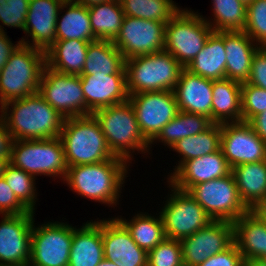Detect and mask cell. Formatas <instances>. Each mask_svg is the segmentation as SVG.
<instances>
[{
	"label": "cell",
	"instance_id": "54",
	"mask_svg": "<svg viewBox=\"0 0 266 266\" xmlns=\"http://www.w3.org/2000/svg\"><path fill=\"white\" fill-rule=\"evenodd\" d=\"M242 1L243 3H245L246 5L249 4L252 0H240Z\"/></svg>",
	"mask_w": 266,
	"mask_h": 266
},
{
	"label": "cell",
	"instance_id": "24",
	"mask_svg": "<svg viewBox=\"0 0 266 266\" xmlns=\"http://www.w3.org/2000/svg\"><path fill=\"white\" fill-rule=\"evenodd\" d=\"M104 259L102 220L73 227L68 266H97Z\"/></svg>",
	"mask_w": 266,
	"mask_h": 266
},
{
	"label": "cell",
	"instance_id": "22",
	"mask_svg": "<svg viewBox=\"0 0 266 266\" xmlns=\"http://www.w3.org/2000/svg\"><path fill=\"white\" fill-rule=\"evenodd\" d=\"M213 80L183 68L174 88L178 110L206 116L212 121Z\"/></svg>",
	"mask_w": 266,
	"mask_h": 266
},
{
	"label": "cell",
	"instance_id": "35",
	"mask_svg": "<svg viewBox=\"0 0 266 266\" xmlns=\"http://www.w3.org/2000/svg\"><path fill=\"white\" fill-rule=\"evenodd\" d=\"M130 232L134 242L147 253L166 238L162 219L149 216L148 214H137L130 221L117 218Z\"/></svg>",
	"mask_w": 266,
	"mask_h": 266
},
{
	"label": "cell",
	"instance_id": "37",
	"mask_svg": "<svg viewBox=\"0 0 266 266\" xmlns=\"http://www.w3.org/2000/svg\"><path fill=\"white\" fill-rule=\"evenodd\" d=\"M214 20L208 25L214 32L244 31L247 5L240 0H212Z\"/></svg>",
	"mask_w": 266,
	"mask_h": 266
},
{
	"label": "cell",
	"instance_id": "11",
	"mask_svg": "<svg viewBox=\"0 0 266 266\" xmlns=\"http://www.w3.org/2000/svg\"><path fill=\"white\" fill-rule=\"evenodd\" d=\"M173 193L160 212L166 238L182 240L206 227L213 220L188 193L172 186Z\"/></svg>",
	"mask_w": 266,
	"mask_h": 266
},
{
	"label": "cell",
	"instance_id": "28",
	"mask_svg": "<svg viewBox=\"0 0 266 266\" xmlns=\"http://www.w3.org/2000/svg\"><path fill=\"white\" fill-rule=\"evenodd\" d=\"M89 43L78 39L56 40L45 51L46 67L60 73L81 75Z\"/></svg>",
	"mask_w": 266,
	"mask_h": 266
},
{
	"label": "cell",
	"instance_id": "33",
	"mask_svg": "<svg viewBox=\"0 0 266 266\" xmlns=\"http://www.w3.org/2000/svg\"><path fill=\"white\" fill-rule=\"evenodd\" d=\"M212 124L211 119L206 116L179 111L150 144L155 140H159V142L162 140L161 142L171 148L180 139L199 134L207 130Z\"/></svg>",
	"mask_w": 266,
	"mask_h": 266
},
{
	"label": "cell",
	"instance_id": "45",
	"mask_svg": "<svg viewBox=\"0 0 266 266\" xmlns=\"http://www.w3.org/2000/svg\"><path fill=\"white\" fill-rule=\"evenodd\" d=\"M247 83L266 90V47L260 46L252 58Z\"/></svg>",
	"mask_w": 266,
	"mask_h": 266
},
{
	"label": "cell",
	"instance_id": "27",
	"mask_svg": "<svg viewBox=\"0 0 266 266\" xmlns=\"http://www.w3.org/2000/svg\"><path fill=\"white\" fill-rule=\"evenodd\" d=\"M242 84L231 80H213L212 122L215 124L242 121Z\"/></svg>",
	"mask_w": 266,
	"mask_h": 266
},
{
	"label": "cell",
	"instance_id": "14",
	"mask_svg": "<svg viewBox=\"0 0 266 266\" xmlns=\"http://www.w3.org/2000/svg\"><path fill=\"white\" fill-rule=\"evenodd\" d=\"M143 136L151 142L179 112L174 91H152L129 95Z\"/></svg>",
	"mask_w": 266,
	"mask_h": 266
},
{
	"label": "cell",
	"instance_id": "15",
	"mask_svg": "<svg viewBox=\"0 0 266 266\" xmlns=\"http://www.w3.org/2000/svg\"><path fill=\"white\" fill-rule=\"evenodd\" d=\"M220 149L231 169L266 160V142L244 121L221 124Z\"/></svg>",
	"mask_w": 266,
	"mask_h": 266
},
{
	"label": "cell",
	"instance_id": "7",
	"mask_svg": "<svg viewBox=\"0 0 266 266\" xmlns=\"http://www.w3.org/2000/svg\"><path fill=\"white\" fill-rule=\"evenodd\" d=\"M9 163L34 177L42 174L59 176L63 180L68 169L63 144L59 137L13 140Z\"/></svg>",
	"mask_w": 266,
	"mask_h": 266
},
{
	"label": "cell",
	"instance_id": "19",
	"mask_svg": "<svg viewBox=\"0 0 266 266\" xmlns=\"http://www.w3.org/2000/svg\"><path fill=\"white\" fill-rule=\"evenodd\" d=\"M102 241L104 259L117 266H147L148 253L134 242L117 218L102 220Z\"/></svg>",
	"mask_w": 266,
	"mask_h": 266
},
{
	"label": "cell",
	"instance_id": "21",
	"mask_svg": "<svg viewBox=\"0 0 266 266\" xmlns=\"http://www.w3.org/2000/svg\"><path fill=\"white\" fill-rule=\"evenodd\" d=\"M80 79L86 107L92 114L128 101L126 74L80 75Z\"/></svg>",
	"mask_w": 266,
	"mask_h": 266
},
{
	"label": "cell",
	"instance_id": "17",
	"mask_svg": "<svg viewBox=\"0 0 266 266\" xmlns=\"http://www.w3.org/2000/svg\"><path fill=\"white\" fill-rule=\"evenodd\" d=\"M34 212L3 215L0 222V266H28Z\"/></svg>",
	"mask_w": 266,
	"mask_h": 266
},
{
	"label": "cell",
	"instance_id": "26",
	"mask_svg": "<svg viewBox=\"0 0 266 266\" xmlns=\"http://www.w3.org/2000/svg\"><path fill=\"white\" fill-rule=\"evenodd\" d=\"M191 73L211 80L226 78L224 31L212 32L203 48L186 67Z\"/></svg>",
	"mask_w": 266,
	"mask_h": 266
},
{
	"label": "cell",
	"instance_id": "4",
	"mask_svg": "<svg viewBox=\"0 0 266 266\" xmlns=\"http://www.w3.org/2000/svg\"><path fill=\"white\" fill-rule=\"evenodd\" d=\"M184 67L166 50L125 60L128 95L174 91Z\"/></svg>",
	"mask_w": 266,
	"mask_h": 266
},
{
	"label": "cell",
	"instance_id": "31",
	"mask_svg": "<svg viewBox=\"0 0 266 266\" xmlns=\"http://www.w3.org/2000/svg\"><path fill=\"white\" fill-rule=\"evenodd\" d=\"M67 8L62 19L56 22V40L78 39L88 42L94 38L88 8L81 4L65 0L60 9Z\"/></svg>",
	"mask_w": 266,
	"mask_h": 266
},
{
	"label": "cell",
	"instance_id": "44",
	"mask_svg": "<svg viewBox=\"0 0 266 266\" xmlns=\"http://www.w3.org/2000/svg\"><path fill=\"white\" fill-rule=\"evenodd\" d=\"M197 266H245V260L237 245L233 243L225 251L207 258Z\"/></svg>",
	"mask_w": 266,
	"mask_h": 266
},
{
	"label": "cell",
	"instance_id": "32",
	"mask_svg": "<svg viewBox=\"0 0 266 266\" xmlns=\"http://www.w3.org/2000/svg\"><path fill=\"white\" fill-rule=\"evenodd\" d=\"M88 12L94 38L113 41L125 17L120 0L100 3L88 8Z\"/></svg>",
	"mask_w": 266,
	"mask_h": 266
},
{
	"label": "cell",
	"instance_id": "30",
	"mask_svg": "<svg viewBox=\"0 0 266 266\" xmlns=\"http://www.w3.org/2000/svg\"><path fill=\"white\" fill-rule=\"evenodd\" d=\"M126 74L125 58L109 40L90 42L81 75Z\"/></svg>",
	"mask_w": 266,
	"mask_h": 266
},
{
	"label": "cell",
	"instance_id": "23",
	"mask_svg": "<svg viewBox=\"0 0 266 266\" xmlns=\"http://www.w3.org/2000/svg\"><path fill=\"white\" fill-rule=\"evenodd\" d=\"M253 43L244 31H224L227 79L241 84L247 82L253 55L260 47Z\"/></svg>",
	"mask_w": 266,
	"mask_h": 266
},
{
	"label": "cell",
	"instance_id": "48",
	"mask_svg": "<svg viewBox=\"0 0 266 266\" xmlns=\"http://www.w3.org/2000/svg\"><path fill=\"white\" fill-rule=\"evenodd\" d=\"M248 123L256 134L266 142V111L254 116Z\"/></svg>",
	"mask_w": 266,
	"mask_h": 266
},
{
	"label": "cell",
	"instance_id": "43",
	"mask_svg": "<svg viewBox=\"0 0 266 266\" xmlns=\"http://www.w3.org/2000/svg\"><path fill=\"white\" fill-rule=\"evenodd\" d=\"M29 210L17 199L14 192L7 185L4 177L0 178V214L20 215Z\"/></svg>",
	"mask_w": 266,
	"mask_h": 266
},
{
	"label": "cell",
	"instance_id": "47",
	"mask_svg": "<svg viewBox=\"0 0 266 266\" xmlns=\"http://www.w3.org/2000/svg\"><path fill=\"white\" fill-rule=\"evenodd\" d=\"M12 143V135L0 119V158H10Z\"/></svg>",
	"mask_w": 266,
	"mask_h": 266
},
{
	"label": "cell",
	"instance_id": "46",
	"mask_svg": "<svg viewBox=\"0 0 266 266\" xmlns=\"http://www.w3.org/2000/svg\"><path fill=\"white\" fill-rule=\"evenodd\" d=\"M5 33L6 32H4L2 26L0 25V70L7 63L11 54L21 44V42L18 41V43L14 45Z\"/></svg>",
	"mask_w": 266,
	"mask_h": 266
},
{
	"label": "cell",
	"instance_id": "10",
	"mask_svg": "<svg viewBox=\"0 0 266 266\" xmlns=\"http://www.w3.org/2000/svg\"><path fill=\"white\" fill-rule=\"evenodd\" d=\"M38 93L65 119L91 115L85 103L80 75L44 67Z\"/></svg>",
	"mask_w": 266,
	"mask_h": 266
},
{
	"label": "cell",
	"instance_id": "41",
	"mask_svg": "<svg viewBox=\"0 0 266 266\" xmlns=\"http://www.w3.org/2000/svg\"><path fill=\"white\" fill-rule=\"evenodd\" d=\"M242 121L249 122L254 116L266 111V90L247 82L241 86Z\"/></svg>",
	"mask_w": 266,
	"mask_h": 266
},
{
	"label": "cell",
	"instance_id": "9",
	"mask_svg": "<svg viewBox=\"0 0 266 266\" xmlns=\"http://www.w3.org/2000/svg\"><path fill=\"white\" fill-rule=\"evenodd\" d=\"M188 193L212 220L234 222L250 209L242 201L232 173L192 186Z\"/></svg>",
	"mask_w": 266,
	"mask_h": 266
},
{
	"label": "cell",
	"instance_id": "50",
	"mask_svg": "<svg viewBox=\"0 0 266 266\" xmlns=\"http://www.w3.org/2000/svg\"><path fill=\"white\" fill-rule=\"evenodd\" d=\"M70 1L81 4L82 6H85L87 8H90L100 3L110 2V1H119V0H70Z\"/></svg>",
	"mask_w": 266,
	"mask_h": 266
},
{
	"label": "cell",
	"instance_id": "12",
	"mask_svg": "<svg viewBox=\"0 0 266 266\" xmlns=\"http://www.w3.org/2000/svg\"><path fill=\"white\" fill-rule=\"evenodd\" d=\"M73 227L62 222L32 225L28 266H68Z\"/></svg>",
	"mask_w": 266,
	"mask_h": 266
},
{
	"label": "cell",
	"instance_id": "2",
	"mask_svg": "<svg viewBox=\"0 0 266 266\" xmlns=\"http://www.w3.org/2000/svg\"><path fill=\"white\" fill-rule=\"evenodd\" d=\"M127 163L115 156L95 164L71 166L64 181L79 195L106 205H116L126 178Z\"/></svg>",
	"mask_w": 266,
	"mask_h": 266
},
{
	"label": "cell",
	"instance_id": "25",
	"mask_svg": "<svg viewBox=\"0 0 266 266\" xmlns=\"http://www.w3.org/2000/svg\"><path fill=\"white\" fill-rule=\"evenodd\" d=\"M234 243L243 259H262L266 256V224L252 211L233 222Z\"/></svg>",
	"mask_w": 266,
	"mask_h": 266
},
{
	"label": "cell",
	"instance_id": "55",
	"mask_svg": "<svg viewBox=\"0 0 266 266\" xmlns=\"http://www.w3.org/2000/svg\"><path fill=\"white\" fill-rule=\"evenodd\" d=\"M262 259H263V260H264V262L266 263V256H264Z\"/></svg>",
	"mask_w": 266,
	"mask_h": 266
},
{
	"label": "cell",
	"instance_id": "20",
	"mask_svg": "<svg viewBox=\"0 0 266 266\" xmlns=\"http://www.w3.org/2000/svg\"><path fill=\"white\" fill-rule=\"evenodd\" d=\"M231 173L221 149L218 151L185 161L168 178L170 185L188 191L192 186L213 179L225 177Z\"/></svg>",
	"mask_w": 266,
	"mask_h": 266
},
{
	"label": "cell",
	"instance_id": "13",
	"mask_svg": "<svg viewBox=\"0 0 266 266\" xmlns=\"http://www.w3.org/2000/svg\"><path fill=\"white\" fill-rule=\"evenodd\" d=\"M165 22L126 16L112 41L125 60L164 50Z\"/></svg>",
	"mask_w": 266,
	"mask_h": 266
},
{
	"label": "cell",
	"instance_id": "53",
	"mask_svg": "<svg viewBox=\"0 0 266 266\" xmlns=\"http://www.w3.org/2000/svg\"><path fill=\"white\" fill-rule=\"evenodd\" d=\"M97 266H117L113 261L103 259Z\"/></svg>",
	"mask_w": 266,
	"mask_h": 266
},
{
	"label": "cell",
	"instance_id": "40",
	"mask_svg": "<svg viewBox=\"0 0 266 266\" xmlns=\"http://www.w3.org/2000/svg\"><path fill=\"white\" fill-rule=\"evenodd\" d=\"M147 266H184L180 240L161 241L148 252Z\"/></svg>",
	"mask_w": 266,
	"mask_h": 266
},
{
	"label": "cell",
	"instance_id": "39",
	"mask_svg": "<svg viewBox=\"0 0 266 266\" xmlns=\"http://www.w3.org/2000/svg\"><path fill=\"white\" fill-rule=\"evenodd\" d=\"M244 32L256 44L266 47V0H252L247 4Z\"/></svg>",
	"mask_w": 266,
	"mask_h": 266
},
{
	"label": "cell",
	"instance_id": "49",
	"mask_svg": "<svg viewBox=\"0 0 266 266\" xmlns=\"http://www.w3.org/2000/svg\"><path fill=\"white\" fill-rule=\"evenodd\" d=\"M252 211L266 224V199L260 201Z\"/></svg>",
	"mask_w": 266,
	"mask_h": 266
},
{
	"label": "cell",
	"instance_id": "18",
	"mask_svg": "<svg viewBox=\"0 0 266 266\" xmlns=\"http://www.w3.org/2000/svg\"><path fill=\"white\" fill-rule=\"evenodd\" d=\"M65 0H30L24 32L32 43L22 38L21 44L47 51L56 41V22ZM29 42V43H28Z\"/></svg>",
	"mask_w": 266,
	"mask_h": 266
},
{
	"label": "cell",
	"instance_id": "5",
	"mask_svg": "<svg viewBox=\"0 0 266 266\" xmlns=\"http://www.w3.org/2000/svg\"><path fill=\"white\" fill-rule=\"evenodd\" d=\"M45 52L20 44L0 70V105L38 92Z\"/></svg>",
	"mask_w": 266,
	"mask_h": 266
},
{
	"label": "cell",
	"instance_id": "3",
	"mask_svg": "<svg viewBox=\"0 0 266 266\" xmlns=\"http://www.w3.org/2000/svg\"><path fill=\"white\" fill-rule=\"evenodd\" d=\"M59 138L68 167L95 164L115 157L93 114L64 119Z\"/></svg>",
	"mask_w": 266,
	"mask_h": 266
},
{
	"label": "cell",
	"instance_id": "38",
	"mask_svg": "<svg viewBox=\"0 0 266 266\" xmlns=\"http://www.w3.org/2000/svg\"><path fill=\"white\" fill-rule=\"evenodd\" d=\"M4 179L14 192L17 199L29 210L35 212L36 188L35 177L20 168L8 164L5 169Z\"/></svg>",
	"mask_w": 266,
	"mask_h": 266
},
{
	"label": "cell",
	"instance_id": "8",
	"mask_svg": "<svg viewBox=\"0 0 266 266\" xmlns=\"http://www.w3.org/2000/svg\"><path fill=\"white\" fill-rule=\"evenodd\" d=\"M213 32L197 12L179 10L165 25L164 50L186 68Z\"/></svg>",
	"mask_w": 266,
	"mask_h": 266
},
{
	"label": "cell",
	"instance_id": "42",
	"mask_svg": "<svg viewBox=\"0 0 266 266\" xmlns=\"http://www.w3.org/2000/svg\"><path fill=\"white\" fill-rule=\"evenodd\" d=\"M29 3L30 0H0V21L24 31Z\"/></svg>",
	"mask_w": 266,
	"mask_h": 266
},
{
	"label": "cell",
	"instance_id": "36",
	"mask_svg": "<svg viewBox=\"0 0 266 266\" xmlns=\"http://www.w3.org/2000/svg\"><path fill=\"white\" fill-rule=\"evenodd\" d=\"M126 16L167 23L180 9L172 0H120Z\"/></svg>",
	"mask_w": 266,
	"mask_h": 266
},
{
	"label": "cell",
	"instance_id": "6",
	"mask_svg": "<svg viewBox=\"0 0 266 266\" xmlns=\"http://www.w3.org/2000/svg\"><path fill=\"white\" fill-rule=\"evenodd\" d=\"M99 122L107 145L116 157L129 162L133 152L150 149V142L143 136L129 101L98 109L93 113ZM148 148V149H147Z\"/></svg>",
	"mask_w": 266,
	"mask_h": 266
},
{
	"label": "cell",
	"instance_id": "1",
	"mask_svg": "<svg viewBox=\"0 0 266 266\" xmlns=\"http://www.w3.org/2000/svg\"><path fill=\"white\" fill-rule=\"evenodd\" d=\"M0 110V119L13 140L58 138L65 119L38 92L11 100L0 106Z\"/></svg>",
	"mask_w": 266,
	"mask_h": 266
},
{
	"label": "cell",
	"instance_id": "16",
	"mask_svg": "<svg viewBox=\"0 0 266 266\" xmlns=\"http://www.w3.org/2000/svg\"><path fill=\"white\" fill-rule=\"evenodd\" d=\"M184 266H197L234 243L233 222L213 220L193 235L180 240Z\"/></svg>",
	"mask_w": 266,
	"mask_h": 266
},
{
	"label": "cell",
	"instance_id": "51",
	"mask_svg": "<svg viewBox=\"0 0 266 266\" xmlns=\"http://www.w3.org/2000/svg\"><path fill=\"white\" fill-rule=\"evenodd\" d=\"M245 266H266L263 259H249L245 261Z\"/></svg>",
	"mask_w": 266,
	"mask_h": 266
},
{
	"label": "cell",
	"instance_id": "29",
	"mask_svg": "<svg viewBox=\"0 0 266 266\" xmlns=\"http://www.w3.org/2000/svg\"><path fill=\"white\" fill-rule=\"evenodd\" d=\"M231 173L242 201L250 210L266 199V160L237 165Z\"/></svg>",
	"mask_w": 266,
	"mask_h": 266
},
{
	"label": "cell",
	"instance_id": "52",
	"mask_svg": "<svg viewBox=\"0 0 266 266\" xmlns=\"http://www.w3.org/2000/svg\"><path fill=\"white\" fill-rule=\"evenodd\" d=\"M10 158H0V178L4 176L6 166L9 164Z\"/></svg>",
	"mask_w": 266,
	"mask_h": 266
},
{
	"label": "cell",
	"instance_id": "34",
	"mask_svg": "<svg viewBox=\"0 0 266 266\" xmlns=\"http://www.w3.org/2000/svg\"><path fill=\"white\" fill-rule=\"evenodd\" d=\"M220 139L221 124L213 123L207 130L177 141L171 148L183 158L179 161L174 171L185 161L218 151L220 149Z\"/></svg>",
	"mask_w": 266,
	"mask_h": 266
}]
</instances>
